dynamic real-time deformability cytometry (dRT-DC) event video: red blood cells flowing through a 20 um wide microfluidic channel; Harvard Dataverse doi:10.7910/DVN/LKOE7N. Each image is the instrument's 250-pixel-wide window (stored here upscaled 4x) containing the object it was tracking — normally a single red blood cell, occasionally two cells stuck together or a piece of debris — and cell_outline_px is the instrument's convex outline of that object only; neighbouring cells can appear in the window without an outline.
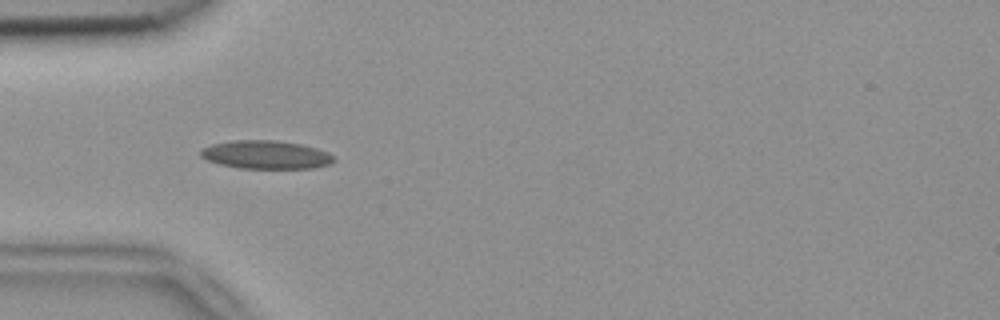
{"species": "common noctule bat (a hibernating species)", "species_latin": "Nyctalus noctula", "temperature_condition": "room temperature", "stored_images_in_passage": 6, "camera_frame_rate_fps": 3000, "um_per_image_px": 0.085, "animal": {"sex": "female", "body_mass_g": 18.4}, "frame": {"image": 1, "passage_image": 3, "time_ms": 0.667, "image_size_px": [1000, 320], "cell_outline_px": [[336, 160], [328, 164], [312, 168], [240, 168], [220, 164], [208, 160], [200, 156], [200, 148], [212, 144], [232, 140], [276, 140], [300, 144], [316, 148], [328, 152]], "centroid_in_image_um": [22.57, 13.14], "position_along_channel_um": 62.4, "area_um2": 21.91}}